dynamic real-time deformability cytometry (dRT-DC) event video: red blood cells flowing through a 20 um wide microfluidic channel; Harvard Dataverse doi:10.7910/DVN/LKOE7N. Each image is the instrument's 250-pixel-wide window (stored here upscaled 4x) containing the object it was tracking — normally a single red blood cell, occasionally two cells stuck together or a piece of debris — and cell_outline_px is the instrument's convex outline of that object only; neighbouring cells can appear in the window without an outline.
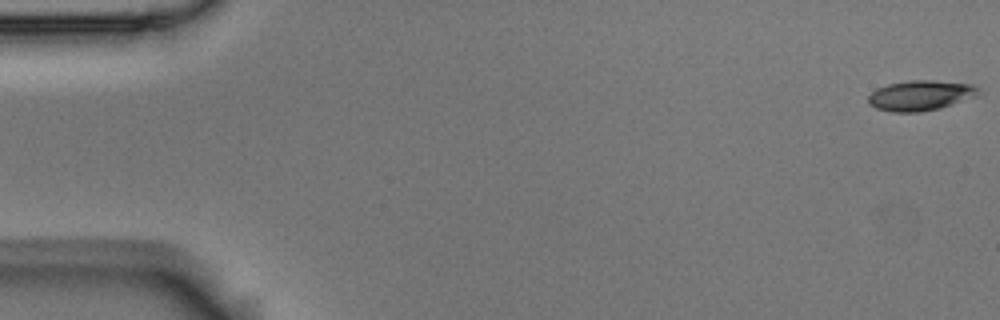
{"species": "Egyptian fruit bat (a non-hibernating species)", "species_latin": "Rousettus aegyptiacus", "temperature_condition": "room temperature", "stored_images_in_passage": 55, "camera_frame_rate_fps": 3000, "um_per_image_px": 0.085, "animal": {"sex": "male"}, "frame": {"image": 1, "passage_image": 1, "time_ms": 0.0, "image_size_px": [1000, 320], "cell_outline_px": [[980, 96], [940, 108], [920, 112], [892, 112], [876, 108], [868, 104], [868, 96], [876, 88], [888, 84], [908, 80], [932, 80], [972, 84], [980, 88]], "centroid_in_image_um": [78.28, 8.11], "position_along_channel_um": 6.7, "area_um2": 19.71}}
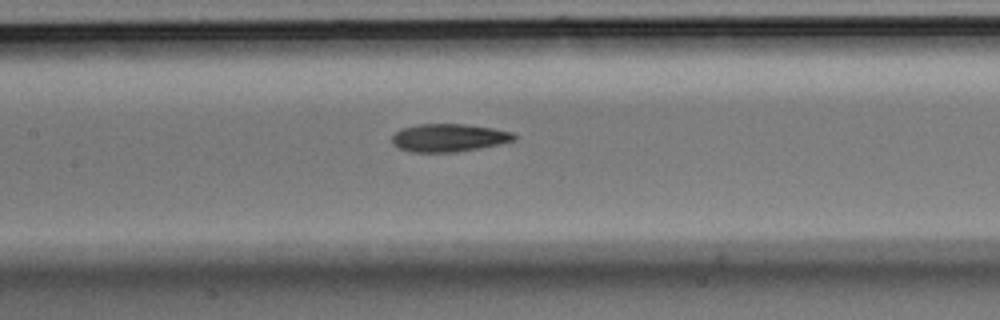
{"frame": {"image": 2, "passage_image": 26, "time_ms": 8.333, "image_size_px": [1000, 320], "cell_outline_px": [[516, 140], [500, 144], [480, 148], [456, 152], [412, 152], [400, 148], [392, 144], [392, 136], [400, 128], [420, 124], [464, 124], [492, 128], [512, 132], [516, 136]], "centroid_in_image_um": [38.15, 11.71], "position_along_channel_um": 169.3, "area_um2": 19.88}}
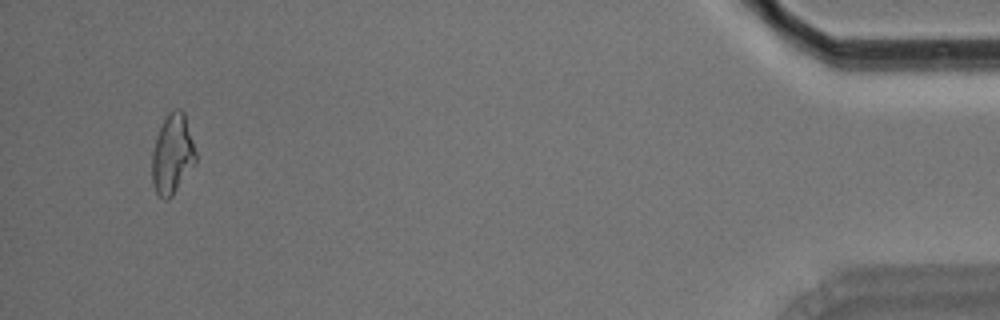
{"frame": {"image": 3, "passage_image": 53, "time_ms": 17.333, "image_size_px": [1000, 320], "cell_outline_px": [[196, 164], [172, 196], [168, 200], [164, 200], [156, 192], [152, 184], [152, 152], [156, 136], [168, 112], [176, 108], [180, 108], [184, 112], [196, 152]], "centroid_in_image_um": [14.66, 13.12], "position_along_channel_um": 420.5, "area_um2": 20.46}, "authors_computed_cell_mechanics": {"area_um2": 19.7676, "velocity_mm_per_s": 3.6452, "shape_relaxation_time_tau1_ms": 7.9271, "shape_relaxation_time_tau2_ms": 7.1766, "deformation_change_tau1": 0.196, "deformation_change_tau2": 0.1558}}